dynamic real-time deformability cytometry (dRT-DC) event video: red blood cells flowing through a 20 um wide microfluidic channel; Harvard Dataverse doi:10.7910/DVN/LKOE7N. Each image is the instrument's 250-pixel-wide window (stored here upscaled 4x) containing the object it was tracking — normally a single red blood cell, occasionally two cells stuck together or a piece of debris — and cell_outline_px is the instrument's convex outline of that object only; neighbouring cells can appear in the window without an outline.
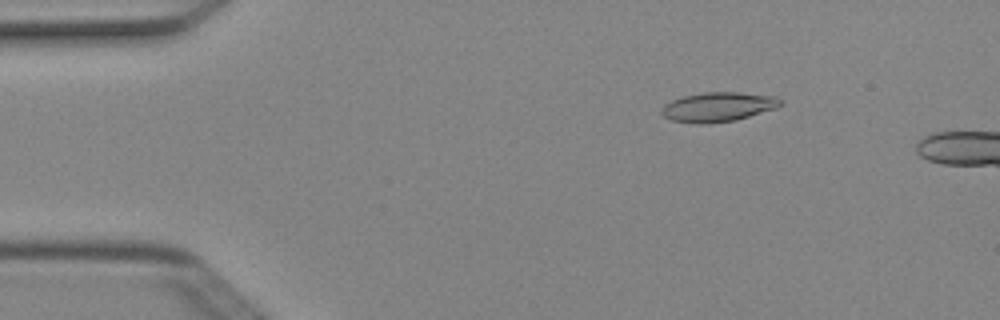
{"species": "Egyptian fruit bat (a non-hibernating species)", "species_latin": "Rousettus aegyptiacus", "temperature_condition": "cold", "stored_images_in_passage": 4, "camera_frame_rate_fps": 3000, "um_per_image_px": 0.085, "animal": {"sex": "female"}, "frame": {"image": 1, "passage_image": 2, "time_ms": 0.333, "image_size_px": [1000, 320], "cell_outline_px": [[784, 104], [776, 108], [736, 120], [704, 124], [696, 124], [672, 120], [664, 116], [660, 112], [660, 108], [664, 104], [672, 100], [684, 96], [704, 92], [736, 92], [776, 96], [784, 100]], "centroid_in_image_um": [61.05, 9.09], "position_along_channel_um": 23.9, "area_um2": 20.58}}